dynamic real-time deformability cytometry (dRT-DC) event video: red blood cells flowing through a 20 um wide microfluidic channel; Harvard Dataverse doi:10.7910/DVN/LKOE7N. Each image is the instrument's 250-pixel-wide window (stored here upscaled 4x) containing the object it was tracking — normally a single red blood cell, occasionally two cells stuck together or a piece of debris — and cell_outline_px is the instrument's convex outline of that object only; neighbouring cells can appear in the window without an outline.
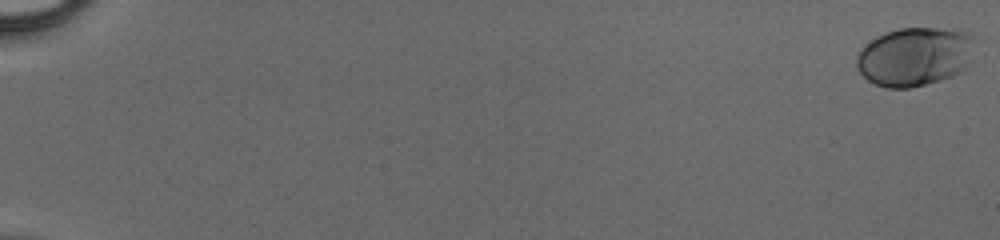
{"species": "human", "species_latin": "Homo sapiens", "temperature_condition": "cold", "stored_images_in_passage": 51, "camera_frame_rate_fps": 3000, "um_per_image_px": 0.085, "donor": {"sex": "male"}, "frame": {"image": 1, "passage_image": 1, "time_ms": 0.0, "image_size_px": [1000, 240], "cell_outline_px": [[984, 40], [968, 68], [952, 76], [940, 80], [912, 88], [888, 88], [876, 84], [868, 80], [856, 68], [856, 56], [860, 48], [876, 36], [900, 28], [936, 28], [972, 32], [980, 36]], "centroid_in_image_um": [77.92, 4.78], "position_along_channel_um": 7.1, "area_um2": 42.14}}
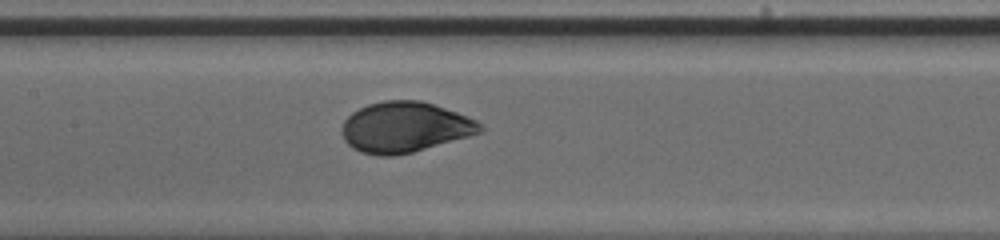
{"frame": {"image": 2, "passage_image": 28, "time_ms": 9.0, "image_size_px": [1000, 240], "cell_outline_px": [[484, 132], [412, 152], [392, 156], [376, 156], [360, 152], [352, 148], [344, 140], [340, 132], [340, 128], [344, 120], [352, 112], [368, 104], [384, 100], [420, 100], [468, 116], [476, 120], [484, 128]], "centroid_in_image_um": [34.38, 10.82], "position_along_channel_um": 173.0, "area_um2": 40.86}}
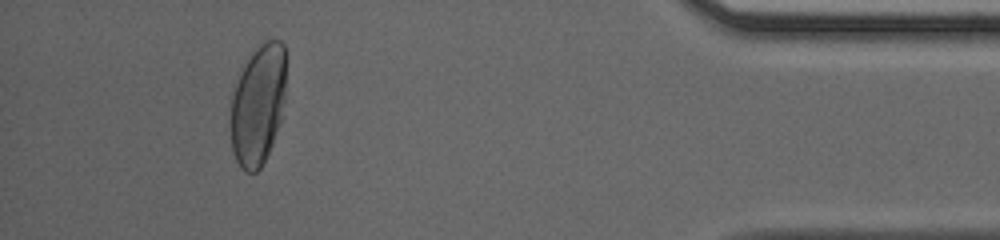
{"frame": {"image": 3, "passage_image": 48, "time_ms": 15.667, "image_size_px": [1000, 240], "cell_outline_px": [[284, 116], [272, 144], [260, 168], [256, 172], [244, 172], [240, 168], [236, 160], [232, 148], [232, 96], [244, 60], [252, 48], [268, 40], [280, 40], [284, 44]], "centroid_in_image_um": [21.94, 8.88], "position_along_channel_um": 413.3, "area_um2": 39.07}}